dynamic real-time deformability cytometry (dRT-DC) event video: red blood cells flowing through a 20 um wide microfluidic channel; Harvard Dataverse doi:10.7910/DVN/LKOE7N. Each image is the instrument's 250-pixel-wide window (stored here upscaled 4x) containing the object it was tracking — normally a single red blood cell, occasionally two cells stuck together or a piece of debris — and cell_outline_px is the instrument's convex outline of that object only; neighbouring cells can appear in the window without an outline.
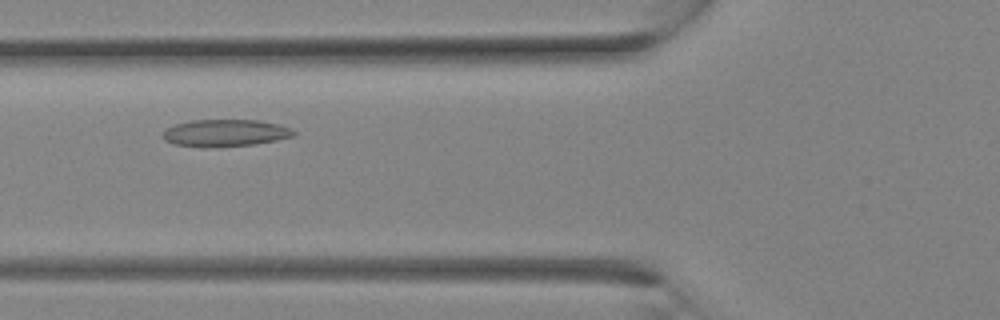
{"species": "Egyptian fruit bat (a non-hibernating species)", "species_latin": "Rousettus aegyptiacus", "temperature_condition": "room temperature", "stored_images_in_passage": 13, "camera_frame_rate_fps": 3000, "um_per_image_px": 0.085, "animal": {"sex": "female"}, "frame": {"image": 1, "passage_image": 8, "time_ms": 2.333, "image_size_px": [1000, 320], "cell_outline_px": [[296, 136], [276, 140], [252, 144], [204, 148], [172, 144], [164, 140], [164, 128], [176, 124], [192, 120], [260, 120], [280, 124], [292, 128], [296, 132]], "centroid_in_image_um": [19.15, 11.3], "position_along_channel_um": 106.6, "area_um2": 20.87}}
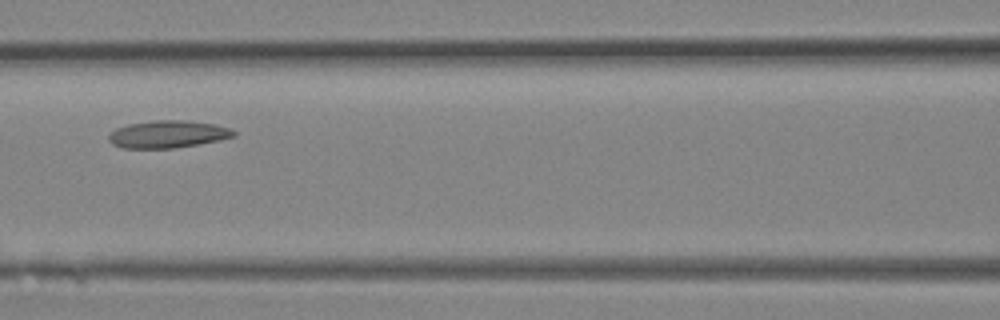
{"frame": {"image": 2, "passage_image": 10, "time_ms": 3.0, "image_size_px": [1000, 320], "cell_outline_px": [[236, 136], [220, 140], [200, 144], [172, 148], [120, 148], [112, 144], [108, 140], [108, 136], [116, 128], [128, 124], [156, 120], [188, 120], [216, 124], [232, 128], [236, 132]], "centroid_in_image_um": [14.3, 11.4], "position_along_channel_um": 152.3, "area_um2": 20.17}}
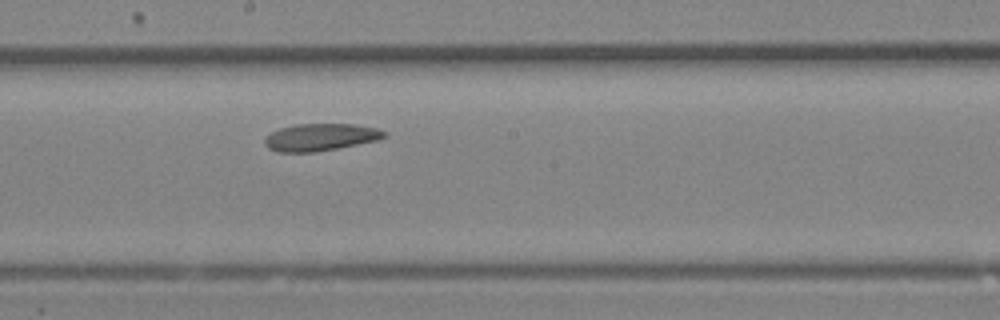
{"frame": {"image": 3, "passage_image": 13, "time_ms": 4.0, "image_size_px": [1000, 320], "cell_outline_px": [[388, 136], [376, 140], [316, 152], [276, 152], [268, 148], [264, 144], [264, 140], [272, 132], [280, 128], [296, 124], [356, 124], [376, 128], [384, 132]], "centroid_in_image_um": [27.21, 11.66], "position_along_channel_um": 221.0, "area_um2": 18.79}}